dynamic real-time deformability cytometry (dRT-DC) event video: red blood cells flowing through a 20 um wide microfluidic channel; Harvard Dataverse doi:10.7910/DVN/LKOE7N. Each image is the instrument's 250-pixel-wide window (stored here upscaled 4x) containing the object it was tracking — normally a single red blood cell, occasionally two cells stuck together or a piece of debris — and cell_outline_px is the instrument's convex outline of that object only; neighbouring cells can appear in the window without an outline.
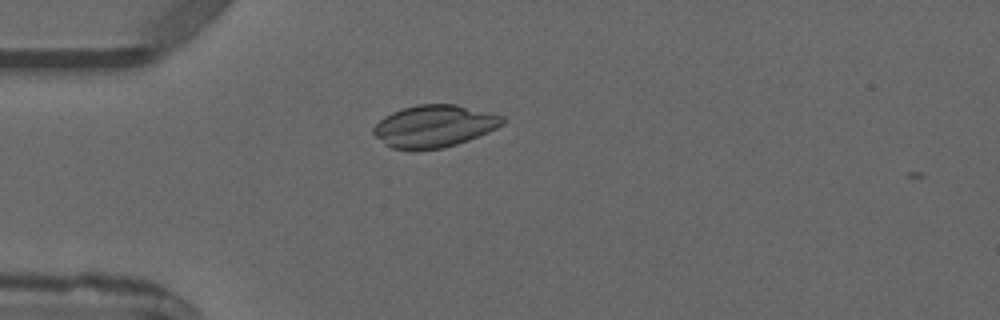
{"species": "common noctule bat (a hibernating species)", "species_latin": "Nyctalus noctula", "temperature_condition": "warm", "stored_images_in_passage": 2, "camera_frame_rate_fps": 3000, "um_per_image_px": 0.085, "animal": {"sex": "male", "forearm_length_mm": 52.5}, "frame": {"image": 1, "passage_image": 1, "time_ms": 0.0, "image_size_px": [1000, 320], "cell_outline_px": [[504, 124], [488, 132], [468, 140], [444, 148], [392, 148], [384, 144], [372, 132], [372, 128], [384, 116], [392, 112], [416, 104], [456, 104], [492, 112], [504, 116]], "centroid_in_image_um": [36.94, 10.69], "position_along_channel_um": 48.1, "area_um2": 31.5}}